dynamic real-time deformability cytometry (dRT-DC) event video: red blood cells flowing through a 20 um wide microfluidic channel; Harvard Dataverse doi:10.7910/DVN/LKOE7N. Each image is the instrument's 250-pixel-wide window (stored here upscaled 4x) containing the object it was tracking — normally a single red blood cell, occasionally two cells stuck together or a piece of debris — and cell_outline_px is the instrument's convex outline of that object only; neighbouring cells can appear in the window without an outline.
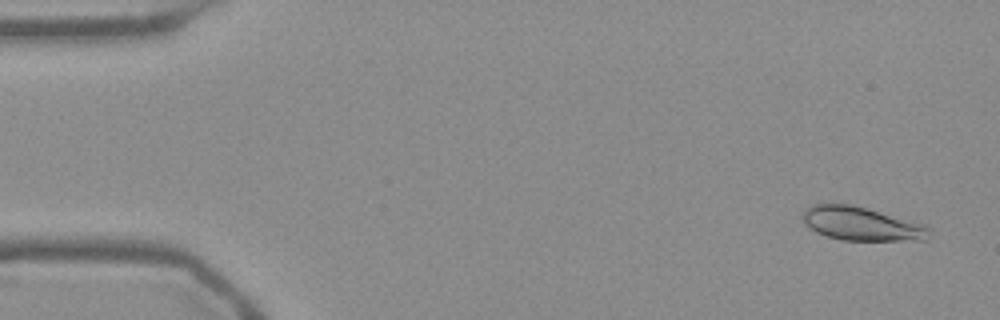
{"species": "Egyptian fruit bat (a non-hibernating species)", "species_latin": "Rousettus aegyptiacus", "temperature_condition": "warm", "stored_images_in_passage": 14, "camera_frame_rate_fps": 3000, "um_per_image_px": 0.085, "frame": {"image": 1, "passage_image": 3, "time_ms": 0.667, "image_size_px": [1000, 320], "cell_outline_px": [[928, 240], [840, 240], [816, 232], [804, 224], [804, 208], [812, 204], [852, 204], [924, 224], [928, 228]], "centroid_in_image_um": [73.19, 19.02], "position_along_channel_um": 11.8, "area_um2": 24.57}}